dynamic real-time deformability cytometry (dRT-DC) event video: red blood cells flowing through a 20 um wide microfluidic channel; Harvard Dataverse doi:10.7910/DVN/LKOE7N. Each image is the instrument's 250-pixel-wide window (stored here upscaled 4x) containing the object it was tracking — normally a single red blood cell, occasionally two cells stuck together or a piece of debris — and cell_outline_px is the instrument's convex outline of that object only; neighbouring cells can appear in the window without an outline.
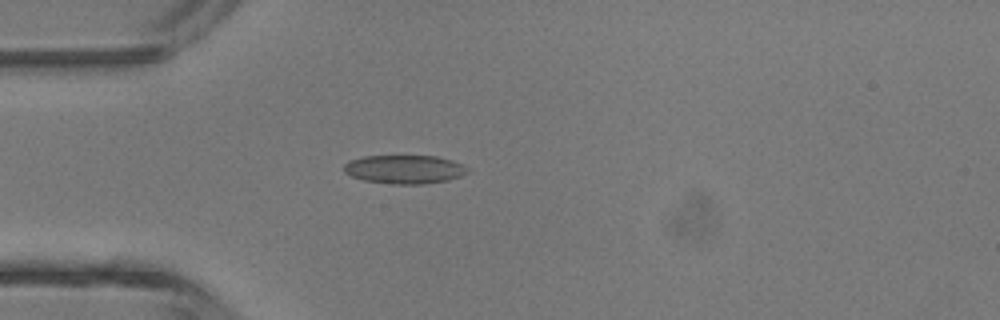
{"species": "common noctule bat (a hibernating species)", "species_latin": "Nyctalus noctula", "temperature_condition": "room temperature", "stored_images_in_passage": 3, "camera_frame_rate_fps": 3000, "um_per_image_px": 0.085, "animal": {"sex": "male", "body_mass_g": 13.3}, "frame": {"image": 1, "passage_image": 3, "time_ms": 2.333, "image_size_px": [1000, 320], "cell_outline_px": [[468, 172], [460, 176], [448, 180], [424, 184], [392, 184], [364, 180], [352, 176], [344, 172], [344, 164], [348, 160], [364, 156], [436, 156], [452, 160], [468, 168]], "centroid_in_image_um": [34.36, 14.39], "position_along_channel_um": 50.6, "area_um2": 20.58}}